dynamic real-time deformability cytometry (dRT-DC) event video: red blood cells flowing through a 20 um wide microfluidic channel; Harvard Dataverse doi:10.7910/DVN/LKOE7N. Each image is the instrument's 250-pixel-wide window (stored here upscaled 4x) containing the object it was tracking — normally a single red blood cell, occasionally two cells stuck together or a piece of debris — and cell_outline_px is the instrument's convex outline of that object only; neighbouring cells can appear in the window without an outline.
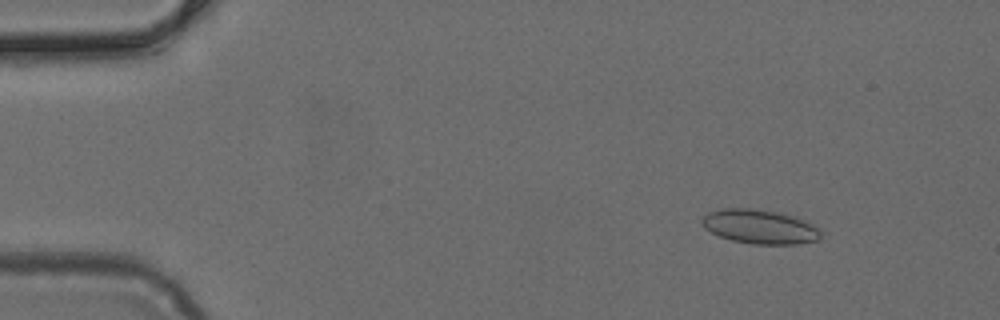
{"species": "common noctule bat (a hibernating species)", "species_latin": "Nyctalus noctula", "temperature_condition": "cold", "stored_images_in_passage": 4, "camera_frame_rate_fps": 3000, "um_per_image_px": 0.085, "animal": {"sex": "female", "body_mass_g": 24.6, "forearm_length_mm": 56.2}, "frame": {"image": 1, "passage_image": 2, "time_ms": 0.333, "image_size_px": [1000, 320], "cell_outline_px": [[820, 240], [796, 244], [752, 244], [732, 240], [720, 236], [704, 228], [700, 220], [708, 212], [720, 208], [752, 208], [784, 212], [808, 220], [820, 228]], "centroid_in_image_um": [64.63, 19.25], "position_along_channel_um": 20.4, "area_um2": 24.22}}